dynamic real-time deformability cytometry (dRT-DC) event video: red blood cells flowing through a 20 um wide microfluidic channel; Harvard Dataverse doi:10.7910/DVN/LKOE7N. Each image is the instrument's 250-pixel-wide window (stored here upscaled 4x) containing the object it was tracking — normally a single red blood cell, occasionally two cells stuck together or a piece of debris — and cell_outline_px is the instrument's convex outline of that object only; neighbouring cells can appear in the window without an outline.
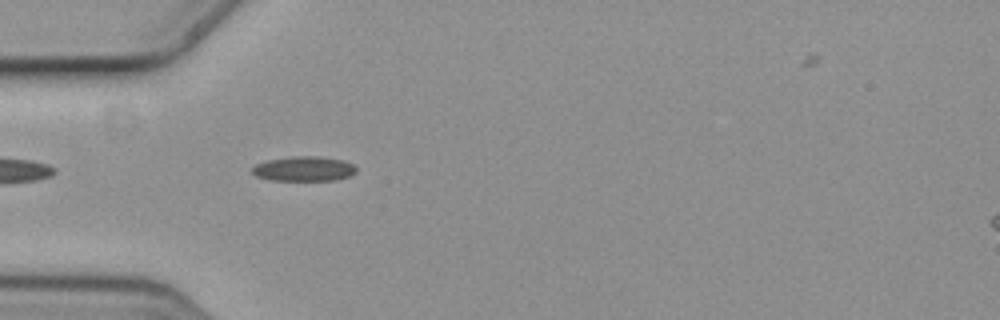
{"species": "common noctule bat (a hibernating species)", "species_latin": "Nyctalus noctula", "temperature_condition": "cold", "stored_images_in_passage": 5, "segment_of_instrument_passage": [2, 3], "camera_frame_rate_fps": 3000, "um_per_image_px": 0.085, "animal": {"sex": "female", "body_mass_g": 19.3, "forearm_length_mm": 54.1}, "frame": {"image": 1, "passage_image": 4, "time_ms": 1.0, "image_size_px": [1000, 320], "cell_outline_px": [[356, 172], [348, 176], [332, 180], [272, 180], [256, 176], [252, 172], [252, 168], [256, 164], [268, 160], [292, 156], [320, 156], [344, 160], [352, 164], [356, 168]], "centroid_in_image_um": [25.83, 14.33], "position_along_channel_um": 59.2, "area_um2": 14.91}}